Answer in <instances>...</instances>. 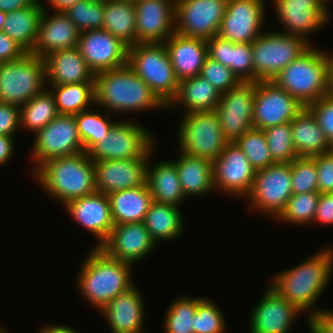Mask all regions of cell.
Here are the masks:
<instances>
[{"label": "cell", "instance_id": "obj_1", "mask_svg": "<svg viewBox=\"0 0 333 333\" xmlns=\"http://www.w3.org/2000/svg\"><path fill=\"white\" fill-rule=\"evenodd\" d=\"M303 262L270 278L268 285L307 314L310 320L324 308L315 307L333 275V246L321 247ZM309 314V315H308Z\"/></svg>", "mask_w": 333, "mask_h": 333}, {"label": "cell", "instance_id": "obj_2", "mask_svg": "<svg viewBox=\"0 0 333 333\" xmlns=\"http://www.w3.org/2000/svg\"><path fill=\"white\" fill-rule=\"evenodd\" d=\"M90 250L79 267L76 290L100 312L111 300L135 284L132 276L134 266L109 257L100 248L91 247Z\"/></svg>", "mask_w": 333, "mask_h": 333}, {"label": "cell", "instance_id": "obj_3", "mask_svg": "<svg viewBox=\"0 0 333 333\" xmlns=\"http://www.w3.org/2000/svg\"><path fill=\"white\" fill-rule=\"evenodd\" d=\"M95 106L109 113L167 110V106L134 71L125 65L95 75Z\"/></svg>", "mask_w": 333, "mask_h": 333}, {"label": "cell", "instance_id": "obj_4", "mask_svg": "<svg viewBox=\"0 0 333 333\" xmlns=\"http://www.w3.org/2000/svg\"><path fill=\"white\" fill-rule=\"evenodd\" d=\"M32 177L43 193L58 200L62 207L96 192L95 167L87 152L48 160Z\"/></svg>", "mask_w": 333, "mask_h": 333}, {"label": "cell", "instance_id": "obj_5", "mask_svg": "<svg viewBox=\"0 0 333 333\" xmlns=\"http://www.w3.org/2000/svg\"><path fill=\"white\" fill-rule=\"evenodd\" d=\"M272 81L303 107L327 95L328 52L312 45L299 58L283 68Z\"/></svg>", "mask_w": 333, "mask_h": 333}, {"label": "cell", "instance_id": "obj_6", "mask_svg": "<svg viewBox=\"0 0 333 333\" xmlns=\"http://www.w3.org/2000/svg\"><path fill=\"white\" fill-rule=\"evenodd\" d=\"M127 65L168 106L179 88L164 43H138L128 47Z\"/></svg>", "mask_w": 333, "mask_h": 333}, {"label": "cell", "instance_id": "obj_7", "mask_svg": "<svg viewBox=\"0 0 333 333\" xmlns=\"http://www.w3.org/2000/svg\"><path fill=\"white\" fill-rule=\"evenodd\" d=\"M140 124L128 117L125 120L120 119L107 136L101 138L87 151L88 157L93 162L147 158L158 144L150 129L143 126V123Z\"/></svg>", "mask_w": 333, "mask_h": 333}, {"label": "cell", "instance_id": "obj_8", "mask_svg": "<svg viewBox=\"0 0 333 333\" xmlns=\"http://www.w3.org/2000/svg\"><path fill=\"white\" fill-rule=\"evenodd\" d=\"M47 89L45 59L27 53L0 63V102L21 107Z\"/></svg>", "mask_w": 333, "mask_h": 333}, {"label": "cell", "instance_id": "obj_9", "mask_svg": "<svg viewBox=\"0 0 333 333\" xmlns=\"http://www.w3.org/2000/svg\"><path fill=\"white\" fill-rule=\"evenodd\" d=\"M312 45L296 35L264 31L252 42L254 82L271 81Z\"/></svg>", "mask_w": 333, "mask_h": 333}, {"label": "cell", "instance_id": "obj_10", "mask_svg": "<svg viewBox=\"0 0 333 333\" xmlns=\"http://www.w3.org/2000/svg\"><path fill=\"white\" fill-rule=\"evenodd\" d=\"M180 118L177 151L212 162L217 159L228 141L222 134L216 112H192Z\"/></svg>", "mask_w": 333, "mask_h": 333}, {"label": "cell", "instance_id": "obj_11", "mask_svg": "<svg viewBox=\"0 0 333 333\" xmlns=\"http://www.w3.org/2000/svg\"><path fill=\"white\" fill-rule=\"evenodd\" d=\"M292 194L291 163H275L255 172L246 208L276 220Z\"/></svg>", "mask_w": 333, "mask_h": 333}, {"label": "cell", "instance_id": "obj_12", "mask_svg": "<svg viewBox=\"0 0 333 333\" xmlns=\"http://www.w3.org/2000/svg\"><path fill=\"white\" fill-rule=\"evenodd\" d=\"M33 139L28 156L35 164L32 174L48 160L84 152L74 115L58 114Z\"/></svg>", "mask_w": 333, "mask_h": 333}, {"label": "cell", "instance_id": "obj_13", "mask_svg": "<svg viewBox=\"0 0 333 333\" xmlns=\"http://www.w3.org/2000/svg\"><path fill=\"white\" fill-rule=\"evenodd\" d=\"M228 0H176L175 33L209 40L218 34Z\"/></svg>", "mask_w": 333, "mask_h": 333}, {"label": "cell", "instance_id": "obj_14", "mask_svg": "<svg viewBox=\"0 0 333 333\" xmlns=\"http://www.w3.org/2000/svg\"><path fill=\"white\" fill-rule=\"evenodd\" d=\"M273 1L276 18L284 30L279 32L299 36L311 45H315L311 43L312 33L315 34L331 21L330 8L322 0Z\"/></svg>", "mask_w": 333, "mask_h": 333}, {"label": "cell", "instance_id": "obj_15", "mask_svg": "<svg viewBox=\"0 0 333 333\" xmlns=\"http://www.w3.org/2000/svg\"><path fill=\"white\" fill-rule=\"evenodd\" d=\"M256 170L235 142H228L217 159L213 161V184L215 191L234 198H245L254 184Z\"/></svg>", "mask_w": 333, "mask_h": 333}, {"label": "cell", "instance_id": "obj_16", "mask_svg": "<svg viewBox=\"0 0 333 333\" xmlns=\"http://www.w3.org/2000/svg\"><path fill=\"white\" fill-rule=\"evenodd\" d=\"M256 82H241L221 94L214 110L220 122L222 134L228 142H235L253 126V103Z\"/></svg>", "mask_w": 333, "mask_h": 333}, {"label": "cell", "instance_id": "obj_17", "mask_svg": "<svg viewBox=\"0 0 333 333\" xmlns=\"http://www.w3.org/2000/svg\"><path fill=\"white\" fill-rule=\"evenodd\" d=\"M303 105L271 81H257L253 103V126L267 129L290 123Z\"/></svg>", "mask_w": 333, "mask_h": 333}, {"label": "cell", "instance_id": "obj_18", "mask_svg": "<svg viewBox=\"0 0 333 333\" xmlns=\"http://www.w3.org/2000/svg\"><path fill=\"white\" fill-rule=\"evenodd\" d=\"M266 0H228L218 36L233 43H252L263 32Z\"/></svg>", "mask_w": 333, "mask_h": 333}, {"label": "cell", "instance_id": "obj_19", "mask_svg": "<svg viewBox=\"0 0 333 333\" xmlns=\"http://www.w3.org/2000/svg\"><path fill=\"white\" fill-rule=\"evenodd\" d=\"M303 314L269 285L249 313L248 330L250 333H290L296 318Z\"/></svg>", "mask_w": 333, "mask_h": 333}, {"label": "cell", "instance_id": "obj_20", "mask_svg": "<svg viewBox=\"0 0 333 333\" xmlns=\"http://www.w3.org/2000/svg\"><path fill=\"white\" fill-rule=\"evenodd\" d=\"M77 48L95 75L127 65L128 46L104 29L80 32Z\"/></svg>", "mask_w": 333, "mask_h": 333}, {"label": "cell", "instance_id": "obj_21", "mask_svg": "<svg viewBox=\"0 0 333 333\" xmlns=\"http://www.w3.org/2000/svg\"><path fill=\"white\" fill-rule=\"evenodd\" d=\"M157 244L143 222L114 225L107 240L99 247L109 257L131 264L151 255Z\"/></svg>", "mask_w": 333, "mask_h": 333}, {"label": "cell", "instance_id": "obj_22", "mask_svg": "<svg viewBox=\"0 0 333 333\" xmlns=\"http://www.w3.org/2000/svg\"><path fill=\"white\" fill-rule=\"evenodd\" d=\"M176 0H140L135 2L136 44L164 43L175 33Z\"/></svg>", "mask_w": 333, "mask_h": 333}, {"label": "cell", "instance_id": "obj_23", "mask_svg": "<svg viewBox=\"0 0 333 333\" xmlns=\"http://www.w3.org/2000/svg\"><path fill=\"white\" fill-rule=\"evenodd\" d=\"M147 158L95 161L96 192H112L147 185Z\"/></svg>", "mask_w": 333, "mask_h": 333}, {"label": "cell", "instance_id": "obj_24", "mask_svg": "<svg viewBox=\"0 0 333 333\" xmlns=\"http://www.w3.org/2000/svg\"><path fill=\"white\" fill-rule=\"evenodd\" d=\"M63 207L76 224L97 238L93 247L99 248L107 240L114 226L108 195L95 192L71 200Z\"/></svg>", "mask_w": 333, "mask_h": 333}, {"label": "cell", "instance_id": "obj_25", "mask_svg": "<svg viewBox=\"0 0 333 333\" xmlns=\"http://www.w3.org/2000/svg\"><path fill=\"white\" fill-rule=\"evenodd\" d=\"M145 301L135 284L111 300L99 313L104 317L111 333H146ZM144 327V328H143Z\"/></svg>", "mask_w": 333, "mask_h": 333}, {"label": "cell", "instance_id": "obj_26", "mask_svg": "<svg viewBox=\"0 0 333 333\" xmlns=\"http://www.w3.org/2000/svg\"><path fill=\"white\" fill-rule=\"evenodd\" d=\"M79 34L80 31L64 12L50 13L44 9L32 54L45 58L52 52L75 48Z\"/></svg>", "mask_w": 333, "mask_h": 333}, {"label": "cell", "instance_id": "obj_27", "mask_svg": "<svg viewBox=\"0 0 333 333\" xmlns=\"http://www.w3.org/2000/svg\"><path fill=\"white\" fill-rule=\"evenodd\" d=\"M164 44L179 81L200 75L208 56L206 40L173 33Z\"/></svg>", "mask_w": 333, "mask_h": 333}, {"label": "cell", "instance_id": "obj_28", "mask_svg": "<svg viewBox=\"0 0 333 333\" xmlns=\"http://www.w3.org/2000/svg\"><path fill=\"white\" fill-rule=\"evenodd\" d=\"M47 85L95 82V74L77 47L58 50L45 58Z\"/></svg>", "mask_w": 333, "mask_h": 333}, {"label": "cell", "instance_id": "obj_29", "mask_svg": "<svg viewBox=\"0 0 333 333\" xmlns=\"http://www.w3.org/2000/svg\"><path fill=\"white\" fill-rule=\"evenodd\" d=\"M154 151L156 149L150 153L147 169V186L151 191L152 200L181 207V202H185L186 197L182 192L176 165L172 159L152 164Z\"/></svg>", "mask_w": 333, "mask_h": 333}, {"label": "cell", "instance_id": "obj_30", "mask_svg": "<svg viewBox=\"0 0 333 333\" xmlns=\"http://www.w3.org/2000/svg\"><path fill=\"white\" fill-rule=\"evenodd\" d=\"M207 46L208 56L231 69L241 82H254L252 43H233L216 35Z\"/></svg>", "mask_w": 333, "mask_h": 333}, {"label": "cell", "instance_id": "obj_31", "mask_svg": "<svg viewBox=\"0 0 333 333\" xmlns=\"http://www.w3.org/2000/svg\"><path fill=\"white\" fill-rule=\"evenodd\" d=\"M220 98L221 93L205 78L198 75L179 82L176 97L167 106V111L177 107L179 110L182 108L184 114L213 111L218 106Z\"/></svg>", "mask_w": 333, "mask_h": 333}, {"label": "cell", "instance_id": "obj_32", "mask_svg": "<svg viewBox=\"0 0 333 333\" xmlns=\"http://www.w3.org/2000/svg\"><path fill=\"white\" fill-rule=\"evenodd\" d=\"M172 160L178 172L185 197H203L215 191L213 184V162L181 152Z\"/></svg>", "mask_w": 333, "mask_h": 333}, {"label": "cell", "instance_id": "obj_33", "mask_svg": "<svg viewBox=\"0 0 333 333\" xmlns=\"http://www.w3.org/2000/svg\"><path fill=\"white\" fill-rule=\"evenodd\" d=\"M290 124L298 157H313L332 149L315 115L308 107H304Z\"/></svg>", "mask_w": 333, "mask_h": 333}, {"label": "cell", "instance_id": "obj_34", "mask_svg": "<svg viewBox=\"0 0 333 333\" xmlns=\"http://www.w3.org/2000/svg\"><path fill=\"white\" fill-rule=\"evenodd\" d=\"M180 207L152 201L143 224L158 245L164 241H176L183 234L184 221ZM162 241V242H161Z\"/></svg>", "mask_w": 333, "mask_h": 333}, {"label": "cell", "instance_id": "obj_35", "mask_svg": "<svg viewBox=\"0 0 333 333\" xmlns=\"http://www.w3.org/2000/svg\"><path fill=\"white\" fill-rule=\"evenodd\" d=\"M108 197L114 225L143 222L153 201L147 185L115 191Z\"/></svg>", "mask_w": 333, "mask_h": 333}, {"label": "cell", "instance_id": "obj_36", "mask_svg": "<svg viewBox=\"0 0 333 333\" xmlns=\"http://www.w3.org/2000/svg\"><path fill=\"white\" fill-rule=\"evenodd\" d=\"M43 10L41 0H37L30 7L7 13L3 32L9 35L27 53L33 52Z\"/></svg>", "mask_w": 333, "mask_h": 333}, {"label": "cell", "instance_id": "obj_37", "mask_svg": "<svg viewBox=\"0 0 333 333\" xmlns=\"http://www.w3.org/2000/svg\"><path fill=\"white\" fill-rule=\"evenodd\" d=\"M102 29L120 39L128 47L135 45V4L125 0H104Z\"/></svg>", "mask_w": 333, "mask_h": 333}, {"label": "cell", "instance_id": "obj_38", "mask_svg": "<svg viewBox=\"0 0 333 333\" xmlns=\"http://www.w3.org/2000/svg\"><path fill=\"white\" fill-rule=\"evenodd\" d=\"M59 114L75 115L95 107V82L49 85Z\"/></svg>", "mask_w": 333, "mask_h": 333}, {"label": "cell", "instance_id": "obj_39", "mask_svg": "<svg viewBox=\"0 0 333 333\" xmlns=\"http://www.w3.org/2000/svg\"><path fill=\"white\" fill-rule=\"evenodd\" d=\"M58 114L54 97L47 88L20 107V130L35 135Z\"/></svg>", "mask_w": 333, "mask_h": 333}, {"label": "cell", "instance_id": "obj_40", "mask_svg": "<svg viewBox=\"0 0 333 333\" xmlns=\"http://www.w3.org/2000/svg\"><path fill=\"white\" fill-rule=\"evenodd\" d=\"M93 108L74 115L84 152H87L101 138L107 136L113 125L118 121L116 118H110L111 113L106 112L104 115V112L102 114L101 111H98V108L97 110Z\"/></svg>", "mask_w": 333, "mask_h": 333}, {"label": "cell", "instance_id": "obj_41", "mask_svg": "<svg viewBox=\"0 0 333 333\" xmlns=\"http://www.w3.org/2000/svg\"><path fill=\"white\" fill-rule=\"evenodd\" d=\"M204 297L177 296L167 307L163 321L165 333H194V314Z\"/></svg>", "mask_w": 333, "mask_h": 333}, {"label": "cell", "instance_id": "obj_42", "mask_svg": "<svg viewBox=\"0 0 333 333\" xmlns=\"http://www.w3.org/2000/svg\"><path fill=\"white\" fill-rule=\"evenodd\" d=\"M320 197L319 192L292 194L284 211L276 219L297 226L312 225Z\"/></svg>", "mask_w": 333, "mask_h": 333}, {"label": "cell", "instance_id": "obj_43", "mask_svg": "<svg viewBox=\"0 0 333 333\" xmlns=\"http://www.w3.org/2000/svg\"><path fill=\"white\" fill-rule=\"evenodd\" d=\"M235 143L244 152L256 171L275 164L270 156L267 140L262 129H249Z\"/></svg>", "mask_w": 333, "mask_h": 333}, {"label": "cell", "instance_id": "obj_44", "mask_svg": "<svg viewBox=\"0 0 333 333\" xmlns=\"http://www.w3.org/2000/svg\"><path fill=\"white\" fill-rule=\"evenodd\" d=\"M263 131L274 163H291L298 157L293 144L290 123L269 127Z\"/></svg>", "mask_w": 333, "mask_h": 333}, {"label": "cell", "instance_id": "obj_45", "mask_svg": "<svg viewBox=\"0 0 333 333\" xmlns=\"http://www.w3.org/2000/svg\"><path fill=\"white\" fill-rule=\"evenodd\" d=\"M64 13L80 32L102 29L104 0H80Z\"/></svg>", "mask_w": 333, "mask_h": 333}, {"label": "cell", "instance_id": "obj_46", "mask_svg": "<svg viewBox=\"0 0 333 333\" xmlns=\"http://www.w3.org/2000/svg\"><path fill=\"white\" fill-rule=\"evenodd\" d=\"M216 301L204 297L194 314V333H226L227 320Z\"/></svg>", "mask_w": 333, "mask_h": 333}, {"label": "cell", "instance_id": "obj_47", "mask_svg": "<svg viewBox=\"0 0 333 333\" xmlns=\"http://www.w3.org/2000/svg\"><path fill=\"white\" fill-rule=\"evenodd\" d=\"M293 194L318 192L316 162L313 157H297L291 162Z\"/></svg>", "mask_w": 333, "mask_h": 333}, {"label": "cell", "instance_id": "obj_48", "mask_svg": "<svg viewBox=\"0 0 333 333\" xmlns=\"http://www.w3.org/2000/svg\"><path fill=\"white\" fill-rule=\"evenodd\" d=\"M200 76L205 78L221 94L235 88L241 83L231 69L209 56H207L204 61Z\"/></svg>", "mask_w": 333, "mask_h": 333}, {"label": "cell", "instance_id": "obj_49", "mask_svg": "<svg viewBox=\"0 0 333 333\" xmlns=\"http://www.w3.org/2000/svg\"><path fill=\"white\" fill-rule=\"evenodd\" d=\"M308 108L315 115L325 138L333 148V98L324 95L310 104Z\"/></svg>", "mask_w": 333, "mask_h": 333}, {"label": "cell", "instance_id": "obj_50", "mask_svg": "<svg viewBox=\"0 0 333 333\" xmlns=\"http://www.w3.org/2000/svg\"><path fill=\"white\" fill-rule=\"evenodd\" d=\"M313 158L317 167L318 192L333 193V148Z\"/></svg>", "mask_w": 333, "mask_h": 333}, {"label": "cell", "instance_id": "obj_51", "mask_svg": "<svg viewBox=\"0 0 333 333\" xmlns=\"http://www.w3.org/2000/svg\"><path fill=\"white\" fill-rule=\"evenodd\" d=\"M21 128L20 107L0 102V135L14 137Z\"/></svg>", "mask_w": 333, "mask_h": 333}, {"label": "cell", "instance_id": "obj_52", "mask_svg": "<svg viewBox=\"0 0 333 333\" xmlns=\"http://www.w3.org/2000/svg\"><path fill=\"white\" fill-rule=\"evenodd\" d=\"M27 52L5 32H0V63L15 61Z\"/></svg>", "mask_w": 333, "mask_h": 333}, {"label": "cell", "instance_id": "obj_53", "mask_svg": "<svg viewBox=\"0 0 333 333\" xmlns=\"http://www.w3.org/2000/svg\"><path fill=\"white\" fill-rule=\"evenodd\" d=\"M313 223L333 225V193L320 194Z\"/></svg>", "mask_w": 333, "mask_h": 333}, {"label": "cell", "instance_id": "obj_54", "mask_svg": "<svg viewBox=\"0 0 333 333\" xmlns=\"http://www.w3.org/2000/svg\"><path fill=\"white\" fill-rule=\"evenodd\" d=\"M328 309H323L310 320L320 333H333V310Z\"/></svg>", "mask_w": 333, "mask_h": 333}, {"label": "cell", "instance_id": "obj_55", "mask_svg": "<svg viewBox=\"0 0 333 333\" xmlns=\"http://www.w3.org/2000/svg\"><path fill=\"white\" fill-rule=\"evenodd\" d=\"M14 141L12 136L0 135V167L12 159L16 146Z\"/></svg>", "mask_w": 333, "mask_h": 333}, {"label": "cell", "instance_id": "obj_56", "mask_svg": "<svg viewBox=\"0 0 333 333\" xmlns=\"http://www.w3.org/2000/svg\"><path fill=\"white\" fill-rule=\"evenodd\" d=\"M37 0H0V10L4 13L32 6Z\"/></svg>", "mask_w": 333, "mask_h": 333}, {"label": "cell", "instance_id": "obj_57", "mask_svg": "<svg viewBox=\"0 0 333 333\" xmlns=\"http://www.w3.org/2000/svg\"><path fill=\"white\" fill-rule=\"evenodd\" d=\"M78 1L80 0H41L43 8L51 10V12L52 10L56 12H64Z\"/></svg>", "mask_w": 333, "mask_h": 333}, {"label": "cell", "instance_id": "obj_58", "mask_svg": "<svg viewBox=\"0 0 333 333\" xmlns=\"http://www.w3.org/2000/svg\"><path fill=\"white\" fill-rule=\"evenodd\" d=\"M38 333H79L76 329L62 324H45L42 325Z\"/></svg>", "mask_w": 333, "mask_h": 333}, {"label": "cell", "instance_id": "obj_59", "mask_svg": "<svg viewBox=\"0 0 333 333\" xmlns=\"http://www.w3.org/2000/svg\"><path fill=\"white\" fill-rule=\"evenodd\" d=\"M327 95L333 98V53L328 51Z\"/></svg>", "mask_w": 333, "mask_h": 333}, {"label": "cell", "instance_id": "obj_60", "mask_svg": "<svg viewBox=\"0 0 333 333\" xmlns=\"http://www.w3.org/2000/svg\"><path fill=\"white\" fill-rule=\"evenodd\" d=\"M6 16H7V13H4L3 11L0 10V32L3 31Z\"/></svg>", "mask_w": 333, "mask_h": 333}, {"label": "cell", "instance_id": "obj_61", "mask_svg": "<svg viewBox=\"0 0 333 333\" xmlns=\"http://www.w3.org/2000/svg\"><path fill=\"white\" fill-rule=\"evenodd\" d=\"M309 331H307L308 333H319V331L310 323L308 324V329Z\"/></svg>", "mask_w": 333, "mask_h": 333}, {"label": "cell", "instance_id": "obj_62", "mask_svg": "<svg viewBox=\"0 0 333 333\" xmlns=\"http://www.w3.org/2000/svg\"><path fill=\"white\" fill-rule=\"evenodd\" d=\"M6 327H3L2 325H0V333H9L8 330H5Z\"/></svg>", "mask_w": 333, "mask_h": 333}, {"label": "cell", "instance_id": "obj_63", "mask_svg": "<svg viewBox=\"0 0 333 333\" xmlns=\"http://www.w3.org/2000/svg\"><path fill=\"white\" fill-rule=\"evenodd\" d=\"M327 6L329 4V2H331V0H322Z\"/></svg>", "mask_w": 333, "mask_h": 333}, {"label": "cell", "instance_id": "obj_64", "mask_svg": "<svg viewBox=\"0 0 333 333\" xmlns=\"http://www.w3.org/2000/svg\"><path fill=\"white\" fill-rule=\"evenodd\" d=\"M125 1H129V2L135 3V2L140 1V0H125Z\"/></svg>", "mask_w": 333, "mask_h": 333}]
</instances>
